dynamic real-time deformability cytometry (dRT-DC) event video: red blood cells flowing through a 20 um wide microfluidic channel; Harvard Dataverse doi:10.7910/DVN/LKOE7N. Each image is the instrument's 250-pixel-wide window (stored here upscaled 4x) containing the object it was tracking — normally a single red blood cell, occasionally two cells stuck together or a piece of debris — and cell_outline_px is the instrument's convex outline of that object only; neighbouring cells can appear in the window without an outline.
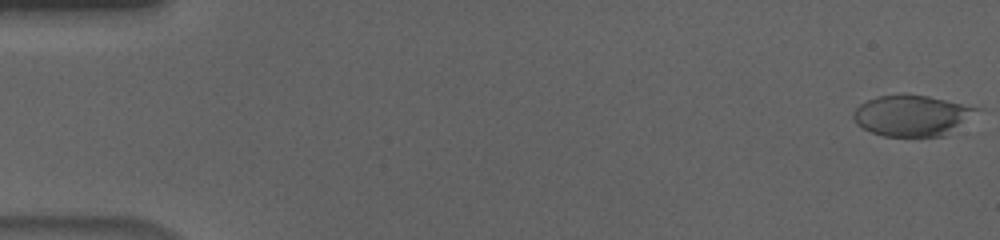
{"species": "human", "species_latin": "Homo sapiens", "temperature_condition": "cold", "stored_images_in_passage": 58, "camera_frame_rate_fps": 3000, "um_per_image_px": 0.085, "donor": {"sex": "male"}, "frame": {"image": 1, "passage_image": 1, "time_ms": 0.0, "image_size_px": [1000, 240], "cell_outline_px": [[984, 108], [944, 136], [884, 136], [872, 132], [856, 124], [852, 116], [852, 112], [860, 104], [876, 96], [904, 92], [928, 96]], "centroid_in_image_um": [77.5, 9.79], "position_along_channel_um": 7.5, "area_um2": 29.71}}
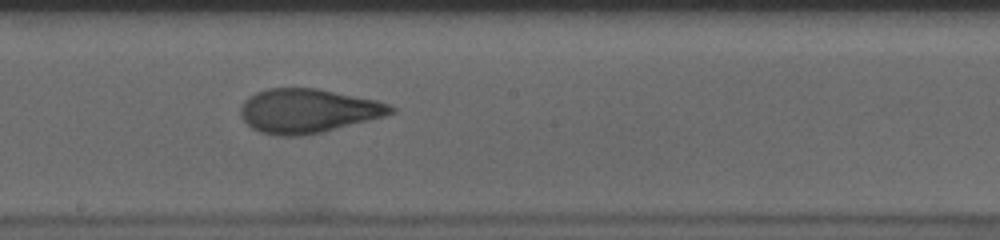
{"frame": {"image": 2, "passage_image": 33, "time_ms": 10.667, "image_size_px": [1000, 240], "cell_outline_px": [[396, 112], [384, 116], [324, 132], [300, 136], [276, 136], [260, 132], [252, 128], [240, 116], [240, 108], [244, 100], [248, 96], [256, 92], [268, 88], [316, 88], [376, 100], [388, 104], [396, 108]], "centroid_in_image_um": [26.15, 9.43], "position_along_channel_um": 222.1, "area_um2": 38.73}}
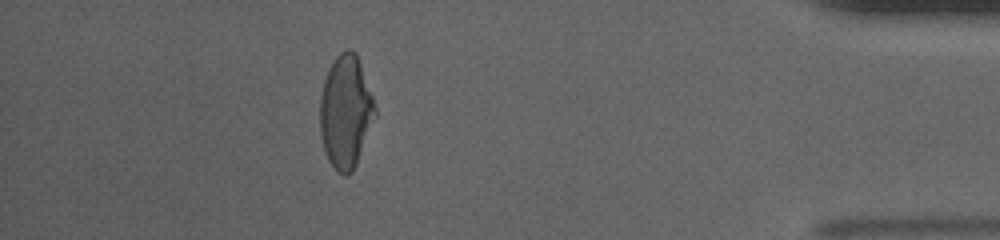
{"frame": {"image": 3, "passage_image": 52, "time_ms": 17.0, "image_size_px": [1000, 240], "cell_outline_px": [[376, 116], [356, 164], [352, 172], [348, 176], [344, 176], [336, 172], [328, 160], [324, 148], [320, 132], [320, 96], [324, 80], [336, 56], [340, 52], [348, 48], [352, 48], [356, 52], [372, 96], [376, 108]], "centroid_in_image_um": [29.38, 9.52], "position_along_channel_um": 405.8, "area_um2": 36.13}, "authors_computed_cell_mechanics": {"area_um2": 36.7608, "velocity_mm_per_s": 3.6434, "shape_relaxation_time_tau1_ms": 6.2757, "shape_relaxation_time_tau2_ms": 1.4266, "deformation_change_tau1": 0.2026, "deformation_change_tau2": 0.0849}}